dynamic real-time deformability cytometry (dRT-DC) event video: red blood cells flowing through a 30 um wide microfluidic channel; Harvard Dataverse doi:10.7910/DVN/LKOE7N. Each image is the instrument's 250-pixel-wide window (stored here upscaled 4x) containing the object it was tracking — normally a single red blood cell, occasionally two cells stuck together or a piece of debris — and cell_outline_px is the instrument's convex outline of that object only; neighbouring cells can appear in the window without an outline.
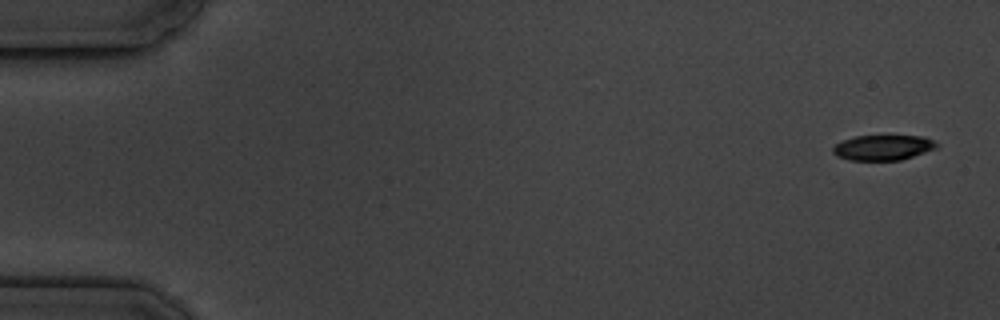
{"species": "common noctule bat (a hibernating species)", "species_latin": "Nyctalus noctula", "temperature_condition": "cold", "stored_images_in_passage": 6, "camera_frame_rate_fps": 3000, "um_per_image_px": 0.085, "animal": {"sex": "male", "body_mass_g": 19.5, "forearm_length_mm": 54.6}, "frame": {"image": 1, "passage_image": 1, "time_ms": 0.0, "image_size_px": [1000, 320], "cell_outline_px": [[940, 144], [936, 148], [900, 160], [848, 160], [836, 156], [832, 152], [832, 148], [836, 144], [844, 140], [856, 136], [924, 136]], "centroid_in_image_um": [75.04, 12.54], "position_along_channel_um": 10.0, "area_um2": 15.14}}
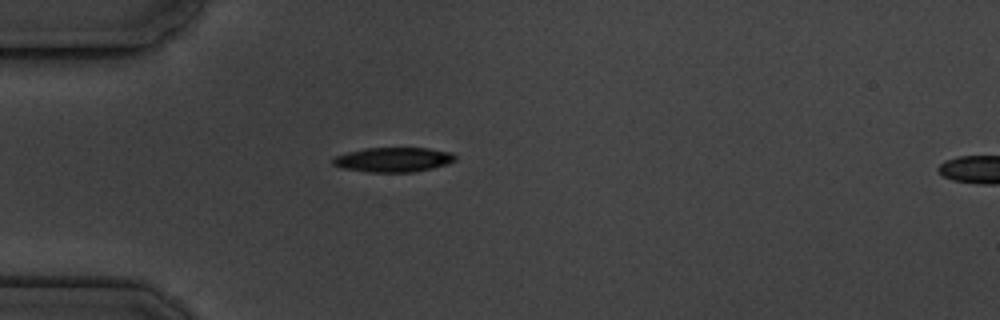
{"frame": {"image": 2, "passage_image": 5, "time_ms": 4.667, "image_size_px": [1000, 320], "cell_outline_px": [[456, 160], [448, 164], [432, 168], [412, 172], [368, 172], [344, 168], [332, 164], [332, 160], [336, 156], [348, 152], [364, 148], [428, 148], [452, 152], [456, 156]], "centroid_in_image_um": [33.47, 13.56], "position_along_channel_um": 51.5, "area_um2": 17.51}}